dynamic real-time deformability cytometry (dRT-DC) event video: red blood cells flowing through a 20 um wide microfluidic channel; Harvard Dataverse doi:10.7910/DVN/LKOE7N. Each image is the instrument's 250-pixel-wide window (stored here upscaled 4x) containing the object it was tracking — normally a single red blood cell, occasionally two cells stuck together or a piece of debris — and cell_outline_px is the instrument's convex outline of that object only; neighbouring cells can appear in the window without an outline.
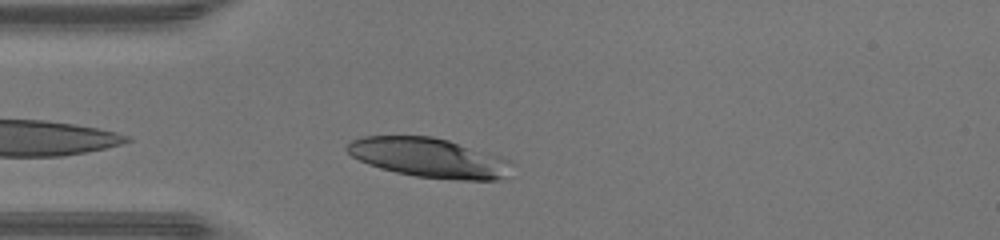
{"species": "human", "species_latin": "Homo sapiens", "temperature_condition": "warm", "stored_images_in_passage": 26, "camera_frame_rate_fps": 3000, "um_per_image_px": 0.085, "donor": {"sex": "male"}, "frame": {"image": 1, "passage_image": 3, "time_ms": 0.667, "image_size_px": [1000, 240], "cell_outline_px": [[516, 164], [508, 176], [496, 180], [456, 180], [416, 176], [396, 172], [380, 168], [368, 164], [352, 156], [344, 148], [352, 140], [364, 136], [432, 136], [448, 140], [512, 160]], "centroid_in_image_um": [36.52, 13.42], "position_along_channel_um": 48.5, "area_um2": 38.09}}
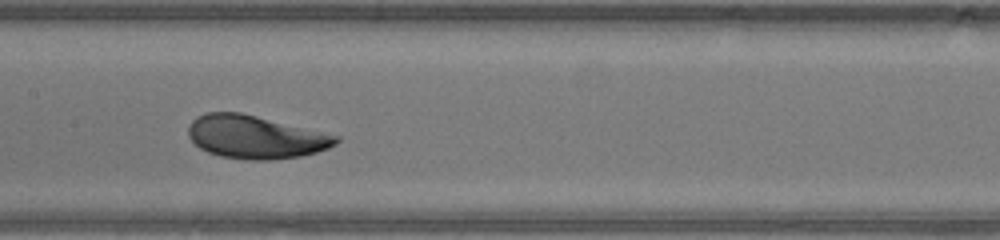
{"frame": {"image": 2, "passage_image": 13, "time_ms": 4.0, "image_size_px": [1000, 240], "cell_outline_px": [[340, 140], [336, 144], [328, 148], [316, 152], [300, 156], [272, 160], [248, 160], [220, 156], [208, 152], [200, 148], [188, 136], [188, 128], [192, 120], [196, 116], [208, 112], [240, 112], [340, 136]], "centroid_in_image_um": [21.7, 11.65], "position_along_channel_um": 185.7, "area_um2": 36.99}}
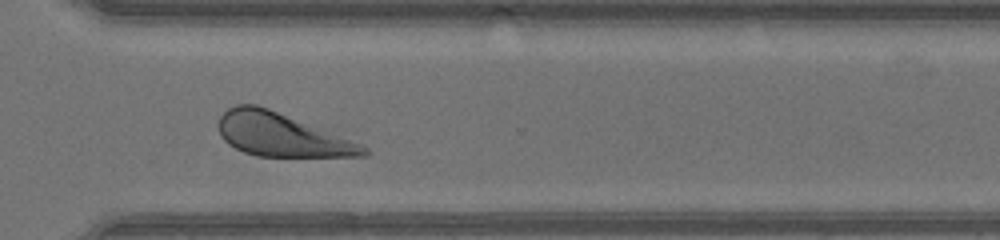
{"frame": {"image": 3, "passage_image": 24, "time_ms": 7.667, "image_size_px": [1000, 240], "cell_outline_px": [[372, 152], [368, 156], [256, 156], [244, 152], [228, 144], [220, 136], [220, 116], [228, 108], [236, 104], [256, 104], [268, 108], [364, 144]], "centroid_in_image_um": [23.96, 11.46], "position_along_channel_um": 346.6, "area_um2": 36.47}, "authors_computed_cell_mechanics": {"area_um2": 36.9631, "velocity_mm_per_s": 4.4057, "shape_relaxation_time_tau1_ms": 1.2698, "shape_relaxation_time_tau2_ms": null, "deformation_change_tau1": 0.1099, "deformation_change_tau2": null}}